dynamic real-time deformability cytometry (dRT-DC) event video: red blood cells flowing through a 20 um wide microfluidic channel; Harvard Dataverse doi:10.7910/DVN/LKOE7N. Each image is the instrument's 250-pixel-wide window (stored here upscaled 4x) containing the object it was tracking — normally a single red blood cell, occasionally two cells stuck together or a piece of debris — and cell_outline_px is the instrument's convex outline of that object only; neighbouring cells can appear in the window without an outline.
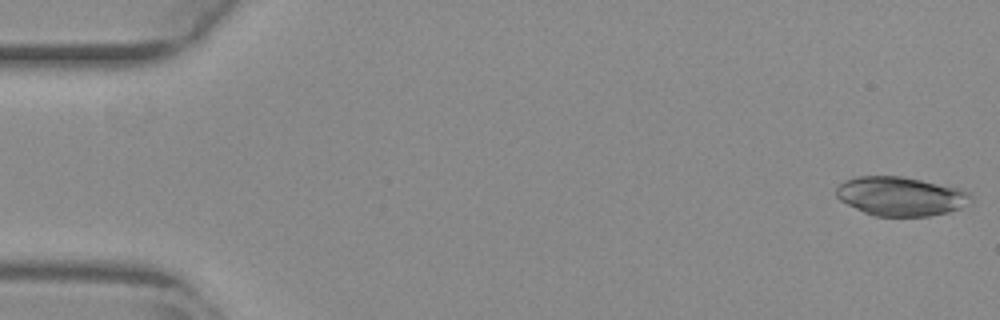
{"species": "common noctule bat (a hibernating species)", "species_latin": "Nyctalus noctula", "temperature_condition": "warm", "stored_images_in_passage": 17, "camera_frame_rate_fps": 3000, "um_per_image_px": 0.085, "animal": {"sex": "female", "body_mass_g": 29.2, "forearm_length_mm": 56.3}, "frame": {"image": 1, "passage_image": 1, "time_ms": 0.0, "image_size_px": [1000, 320], "cell_outline_px": [[972, 200], [960, 208], [948, 212], [928, 216], [872, 216], [840, 200], [836, 196], [836, 188], [844, 180], [856, 176], [900, 176], [960, 188], [968, 192], [972, 196]], "centroid_in_image_um": [76.54, 16.68], "position_along_channel_um": 8.5, "area_um2": 30.52}}
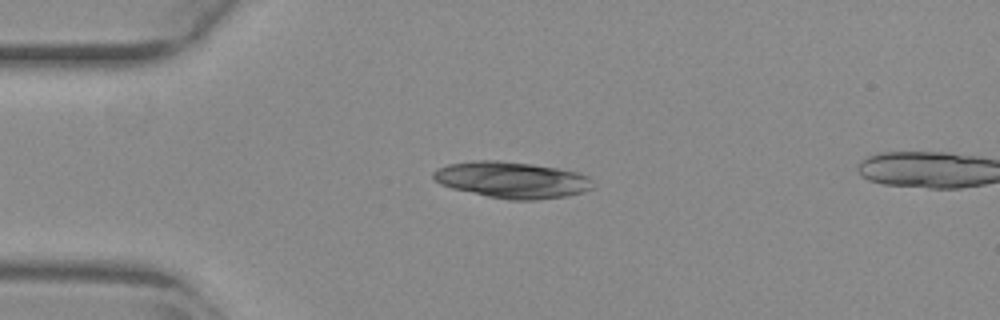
{"frame": {"image": 2, "passage_image": 13, "time_ms": 4.0, "image_size_px": [1000, 320], "cell_outline_px": [[592, 188], [584, 192], [568, 196], [536, 200], [508, 200], [488, 196], [452, 188], [440, 184], [432, 176], [432, 172], [448, 164], [476, 160], [496, 160], [532, 164], [580, 172], [588, 176]], "centroid_in_image_um": [43.52, 15.29], "position_along_channel_um": 41.5, "area_um2": 33.7}}